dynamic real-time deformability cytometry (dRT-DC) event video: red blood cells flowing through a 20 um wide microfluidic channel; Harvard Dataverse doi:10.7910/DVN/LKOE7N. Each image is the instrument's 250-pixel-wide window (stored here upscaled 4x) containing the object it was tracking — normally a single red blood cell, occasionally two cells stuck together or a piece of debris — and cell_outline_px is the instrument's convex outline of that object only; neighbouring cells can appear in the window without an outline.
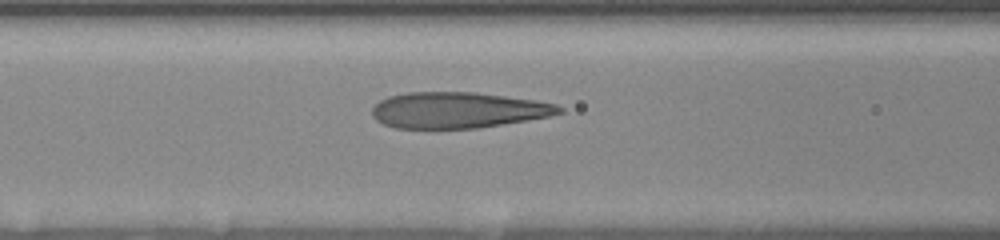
{"species": "human", "species_latin": "Homo sapiens", "temperature_condition": "room temperature", "stored_images_in_passage": 6, "camera_frame_rate_fps": 3000, "um_per_image_px": 0.085, "donor": {"sex": "female"}, "frame": {"image": 1, "passage_image": 5, "time_ms": 2.333, "image_size_px": [1000, 240], "cell_outline_px": [[564, 112], [548, 116], [476, 128], [396, 128], [384, 124], [376, 120], [372, 116], [372, 108], [380, 100], [388, 96], [408, 92], [476, 92], [536, 100], [556, 104], [564, 108]], "centroid_in_image_um": [38.9, 9.35], "position_along_channel_um": 127.7, "area_um2": 39.07}}